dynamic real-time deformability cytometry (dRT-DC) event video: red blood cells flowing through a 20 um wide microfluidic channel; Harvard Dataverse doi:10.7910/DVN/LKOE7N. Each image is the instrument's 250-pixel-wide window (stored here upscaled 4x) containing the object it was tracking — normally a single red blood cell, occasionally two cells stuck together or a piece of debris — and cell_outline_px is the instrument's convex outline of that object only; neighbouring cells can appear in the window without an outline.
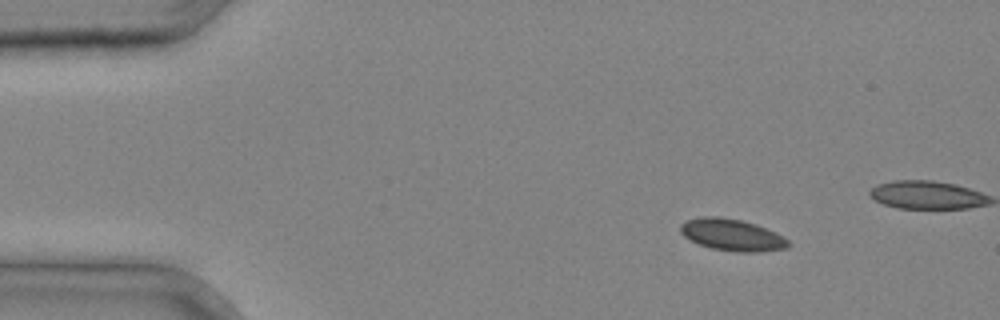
{"species": "common noctule bat (a hibernating species)", "species_latin": "Nyctalus noctula", "temperature_condition": "cold", "stored_images_in_passage": 7, "camera_frame_rate_fps": 3000, "um_per_image_px": 0.085, "animal": {"sex": "male", "body_mass_g": 20.4}, "frame": {"image": 1, "passage_image": 1, "time_ms": 0.0, "image_size_px": [1000, 320], "cell_outline_px": [[792, 244], [788, 248], [760, 252], [736, 252], [712, 248], [700, 244], [684, 236], [680, 232], [680, 224], [688, 220], [704, 216], [720, 216], [740, 220], [756, 224], [788, 240]], "centroid_in_image_um": [62.22, 19.97], "position_along_channel_um": 22.8, "area_um2": 19.77}}